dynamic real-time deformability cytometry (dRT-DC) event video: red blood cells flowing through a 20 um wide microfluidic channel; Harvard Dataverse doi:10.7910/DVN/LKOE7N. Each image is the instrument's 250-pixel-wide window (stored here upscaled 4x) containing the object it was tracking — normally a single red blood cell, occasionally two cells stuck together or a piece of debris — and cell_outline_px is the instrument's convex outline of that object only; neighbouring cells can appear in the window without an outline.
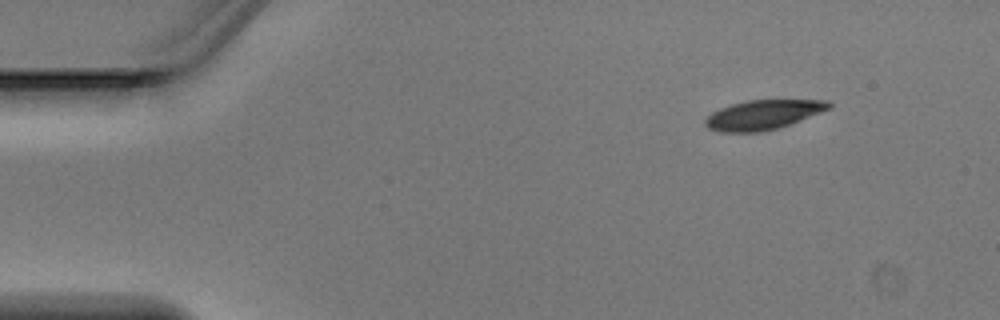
{"species": "Egyptian fruit bat (a non-hibernating species)", "species_latin": "Rousettus aegyptiacus", "temperature_condition": "warm", "stored_images_in_passage": 3, "camera_frame_rate_fps": 3000, "um_per_image_px": 0.085, "animal": {"sex": "male"}, "frame": {"image": 1, "passage_image": 1, "time_ms": 0.0, "image_size_px": [1000, 320], "cell_outline_px": [[832, 108], [780, 128], [760, 132], [720, 132], [708, 128], [704, 124], [704, 120], [712, 112], [720, 108], [732, 104], [748, 100], [828, 100], [832, 104]], "centroid_in_image_um": [64.88, 9.76], "position_along_channel_um": 20.1, "area_um2": 21.39}}